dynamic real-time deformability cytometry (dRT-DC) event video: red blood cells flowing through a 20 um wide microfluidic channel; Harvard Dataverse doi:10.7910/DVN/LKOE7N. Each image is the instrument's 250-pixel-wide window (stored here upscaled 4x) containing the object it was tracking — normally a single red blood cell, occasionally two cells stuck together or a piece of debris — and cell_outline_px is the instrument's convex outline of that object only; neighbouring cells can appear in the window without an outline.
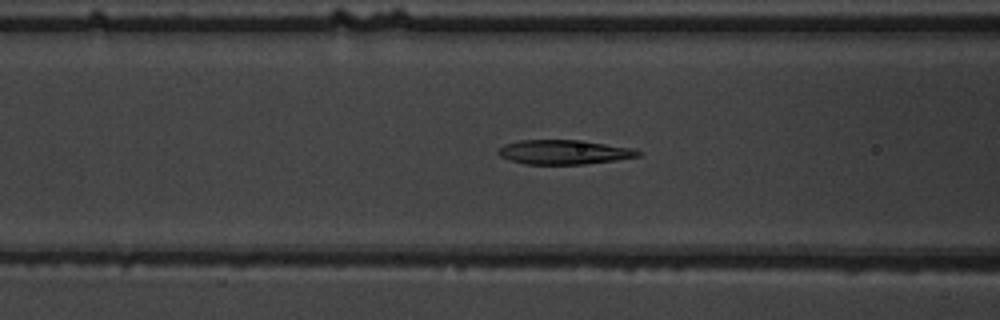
{"species": "common noctule bat (a hibernating species)", "species_latin": "Nyctalus noctula", "temperature_condition": "warm", "stored_images_in_passage": 56, "camera_frame_rate_fps": 3000, "um_per_image_px": 0.085, "animal": {"sex": "male", "body_mass_g": 19.5, "forearm_length_mm": 54.6}, "frame": {"image": 1, "passage_image": 24, "time_ms": 7.667, "image_size_px": [1000, 320], "cell_outline_px": [[640, 156], [616, 160], [584, 164], [524, 164], [500, 156], [496, 152], [504, 144], [520, 140], [576, 140], [632, 148], [640, 152]], "centroid_in_image_um": [47.9, 12.93], "position_along_channel_um": 118.7, "area_um2": 19.59}}
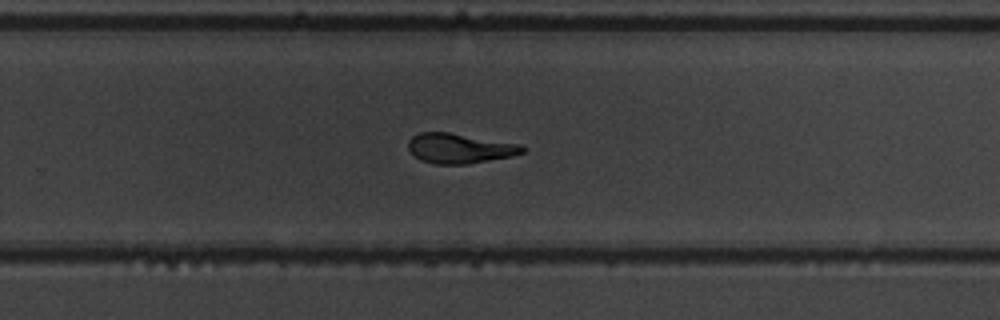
{"frame": {"image": 2, "passage_image": 38, "time_ms": 12.333, "image_size_px": [1000, 320], "cell_outline_px": [[528, 148], [524, 152], [512, 156], [468, 164], [436, 164], [420, 160], [408, 148], [408, 140], [412, 136], [420, 132], [448, 132], [520, 144]], "centroid_in_image_um": [39.08, 12.61], "position_along_channel_um": 290.7, "area_um2": 19.88}}
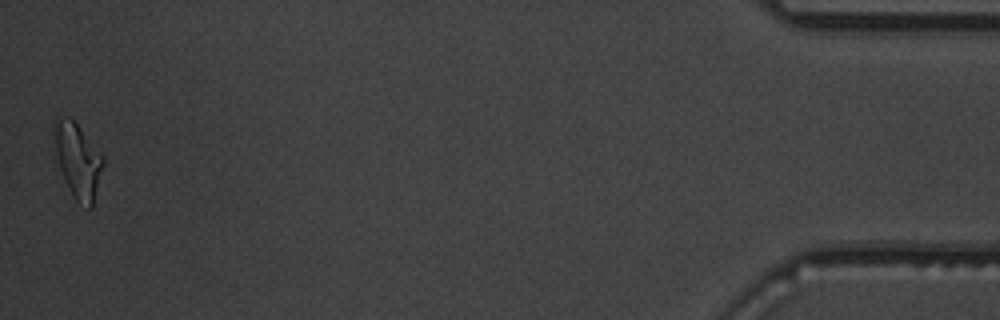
{"frame": {"image": 3, "passage_image": 56, "time_ms": 18.333, "image_size_px": [1000, 320], "cell_outline_px": [[104, 164], [92, 208], [88, 208], [76, 200], [68, 188], [60, 168], [56, 152], [52, 128], [52, 120], [56, 116], [68, 116], [80, 128], [104, 156]], "centroid_in_image_um": [6.6, 13.59], "position_along_channel_um": 428.6, "area_um2": 21.33}, "authors_computed_cell_mechanics": {"area_um2": 20.3167, "velocity_mm_per_s": 3.6962, "shape_relaxation_time_tau1_ms": 7.6904, "shape_relaxation_time_tau2_ms": 1.971, "deformation_change_tau1": 0.2395, "deformation_change_tau2": 0.0935}}